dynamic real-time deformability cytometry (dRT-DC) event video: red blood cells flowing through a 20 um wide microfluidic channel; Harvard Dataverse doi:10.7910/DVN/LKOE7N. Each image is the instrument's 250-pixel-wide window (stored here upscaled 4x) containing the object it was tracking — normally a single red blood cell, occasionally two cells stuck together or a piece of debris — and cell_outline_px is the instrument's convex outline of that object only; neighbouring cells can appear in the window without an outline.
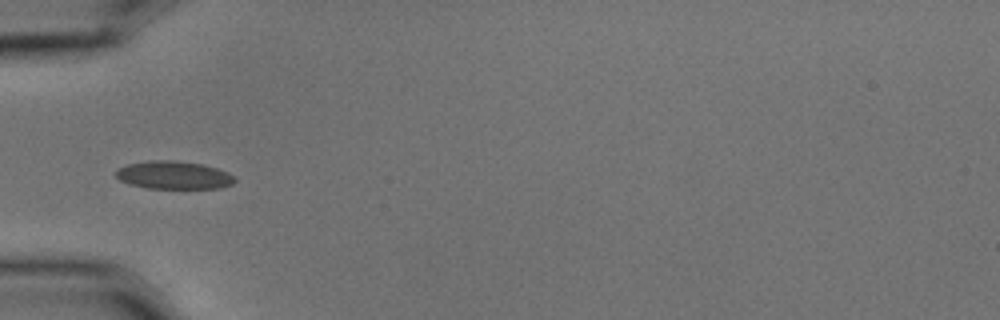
{"species": "common noctule bat (a hibernating species)", "species_latin": "Nyctalus noctula", "temperature_condition": "cold", "stored_images_in_passage": 6, "camera_frame_rate_fps": 3000, "um_per_image_px": 0.085, "animal": {"sex": "male", "body_mass_g": 15.6}, "frame": {"image": 1, "passage_image": 5, "time_ms": 1.333, "image_size_px": [1000, 320], "cell_outline_px": [[236, 180], [232, 184], [220, 188], [148, 188], [132, 184], [120, 180], [116, 176], [116, 168], [128, 164], [148, 160], [176, 160], [204, 164], [228, 172], [236, 176]], "centroid_in_image_um": [14.79, 14.87], "position_along_channel_um": 70.2, "area_um2": 19.48}}
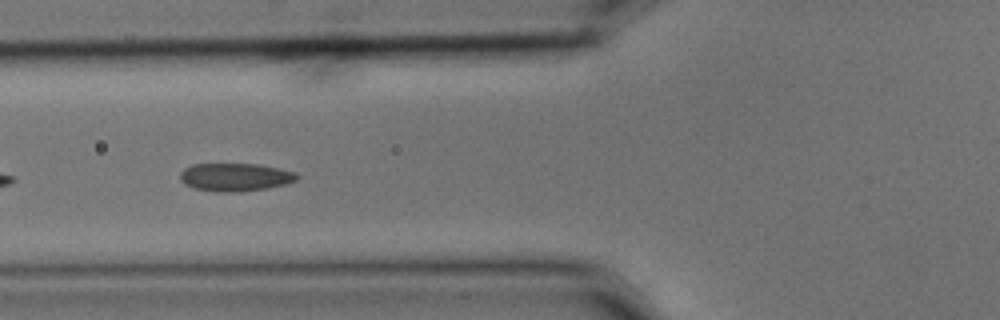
{"frame": {"image": 2, "passage_image": 6, "time_ms": 1.667, "image_size_px": [1000, 320], "cell_outline_px": [[300, 176], [296, 180], [284, 184], [268, 188], [232, 192], [216, 192], [192, 188], [184, 184], [180, 180], [180, 172], [184, 168], [192, 164], [256, 164], [280, 168], [296, 172]], "centroid_in_image_um": [19.97, 15.05], "position_along_channel_um": 105.8, "area_um2": 19.19}}